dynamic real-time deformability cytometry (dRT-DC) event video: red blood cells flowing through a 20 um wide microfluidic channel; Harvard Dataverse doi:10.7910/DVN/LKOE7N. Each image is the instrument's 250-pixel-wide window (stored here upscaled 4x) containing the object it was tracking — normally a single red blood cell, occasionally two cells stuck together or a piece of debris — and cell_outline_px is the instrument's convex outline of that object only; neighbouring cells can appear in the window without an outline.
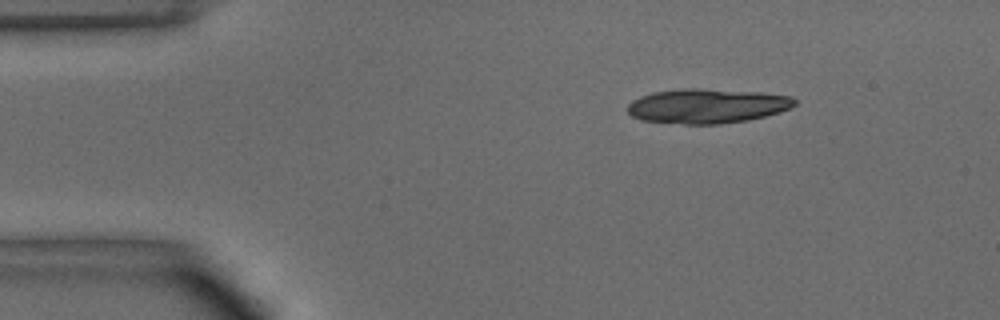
{"species": "common noctule bat (a hibernating species)", "species_latin": "Nyctalus noctula", "temperature_condition": "warm", "stored_images_in_passage": 8, "segment_of_instrument_passage": [1, 2], "camera_frame_rate_fps": 3000, "um_per_image_px": 0.085, "animal": {"sex": "male", "body_mass_g": 15.6}, "frame": {"image": 1, "passage_image": 1, "time_ms": 0.0, "image_size_px": [1000, 320], "cell_outline_px": [[792, 104], [784, 108], [772, 112], [756, 116], [736, 120], [656, 120], [640, 116], [632, 112], [632, 108], [640, 100], [648, 96], [668, 92], [716, 92], [780, 96], [792, 100]], "centroid_in_image_um": [60.15, 9.01], "position_along_channel_um": 24.8, "area_um2": 26.36}}